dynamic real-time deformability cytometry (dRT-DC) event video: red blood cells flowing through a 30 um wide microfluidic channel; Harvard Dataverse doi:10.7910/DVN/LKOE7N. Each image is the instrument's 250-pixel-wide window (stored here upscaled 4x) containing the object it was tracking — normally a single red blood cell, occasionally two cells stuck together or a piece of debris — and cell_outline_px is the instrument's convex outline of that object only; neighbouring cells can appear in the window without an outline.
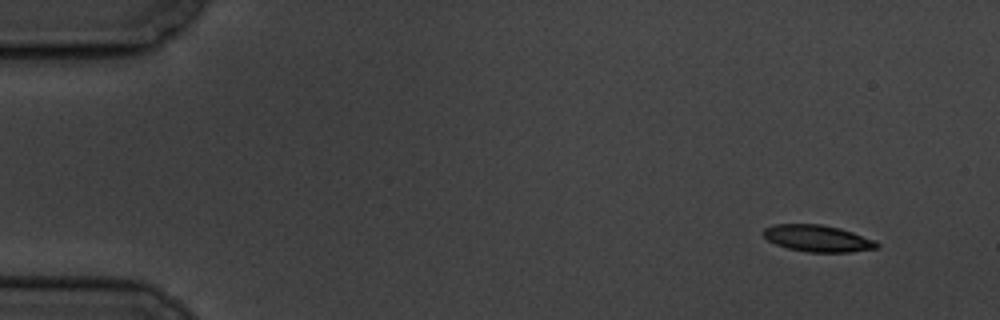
{"species": "common noctule bat (a hibernating species)", "species_latin": "Nyctalus noctula", "temperature_condition": "cold", "stored_images_in_passage": 8, "camera_frame_rate_fps": 3000, "um_per_image_px": 0.085, "animal": {"sex": "male", "body_mass_g": 19.5, "forearm_length_mm": 54.6}, "frame": {"image": 1, "passage_image": 1, "time_ms": 0.0, "image_size_px": [1000, 320], "cell_outline_px": [[880, 248], [848, 252], [808, 252], [788, 248], [776, 244], [768, 240], [764, 236], [764, 228], [772, 224], [820, 224], [840, 228], [876, 240], [880, 244]], "centroid_in_image_um": [69.53, 20.26], "position_along_channel_um": 15.5, "area_um2": 17.69}}
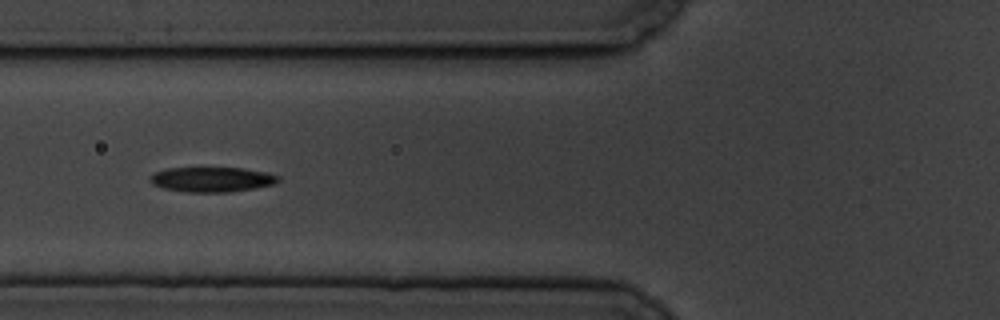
{"frame": {"image": 2, "passage_image": 6, "time_ms": 6.0, "image_size_px": [1000, 320], "cell_outline_px": [[280, 180], [276, 184], [256, 188], [228, 192], [184, 192], [164, 188], [152, 184], [148, 180], [148, 176], [156, 172], [168, 168], [244, 168], [268, 172], [280, 176]], "centroid_in_image_um": [18.04, 15.25], "position_along_channel_um": 107.8, "area_um2": 18.84}}
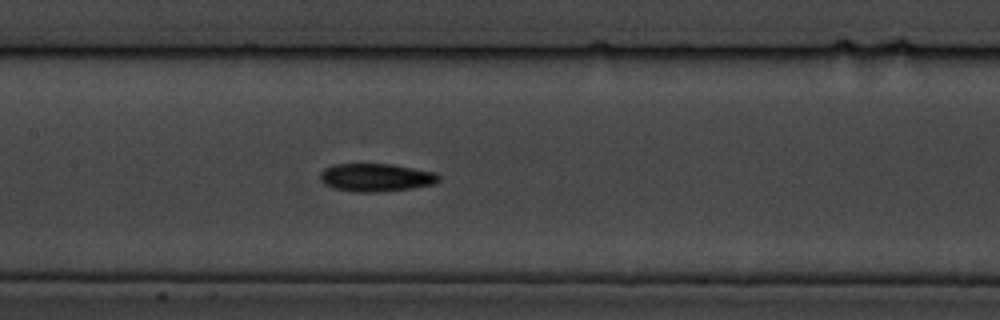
{"frame": {"image": 3, "passage_image": 8, "time_ms": 8.0, "image_size_px": [1000, 320], "cell_outline_px": [[440, 180], [432, 184], [412, 188], [380, 192], [352, 192], [332, 188], [324, 184], [320, 180], [320, 172], [324, 168], [332, 164], [392, 164], [436, 172], [440, 176]], "centroid_in_image_um": [31.93, 15.09], "position_along_channel_um": 175.5, "area_um2": 19.59}}